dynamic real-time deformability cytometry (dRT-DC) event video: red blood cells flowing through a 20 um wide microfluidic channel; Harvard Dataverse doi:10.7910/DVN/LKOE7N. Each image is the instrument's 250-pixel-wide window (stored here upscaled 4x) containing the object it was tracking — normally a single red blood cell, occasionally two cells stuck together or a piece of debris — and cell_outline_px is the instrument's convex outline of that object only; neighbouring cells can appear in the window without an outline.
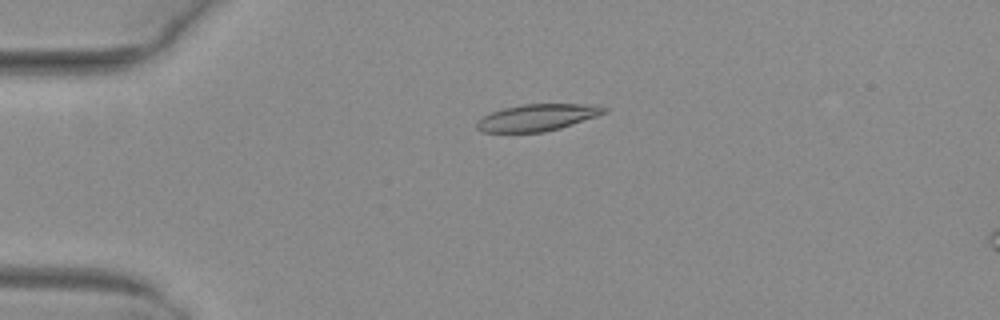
{"species": "common noctule bat (a hibernating species)", "species_latin": "Nyctalus noctula", "temperature_condition": "warm", "stored_images_in_passage": 52, "camera_frame_rate_fps": 3000, "um_per_image_px": 0.085, "animal": {"sex": "female", "body_mass_g": 29.2, "forearm_length_mm": 56.3}, "frame": {"image": 1, "passage_image": 13, "time_ms": 4.0, "image_size_px": [1000, 320], "cell_outline_px": [[608, 112], [560, 128], [544, 132], [480, 132], [476, 128], [476, 120], [492, 112], [504, 108], [520, 104], [596, 104], [608, 108]], "centroid_in_image_um": [45.67, 9.98], "position_along_channel_um": 39.3, "area_um2": 19.94}}
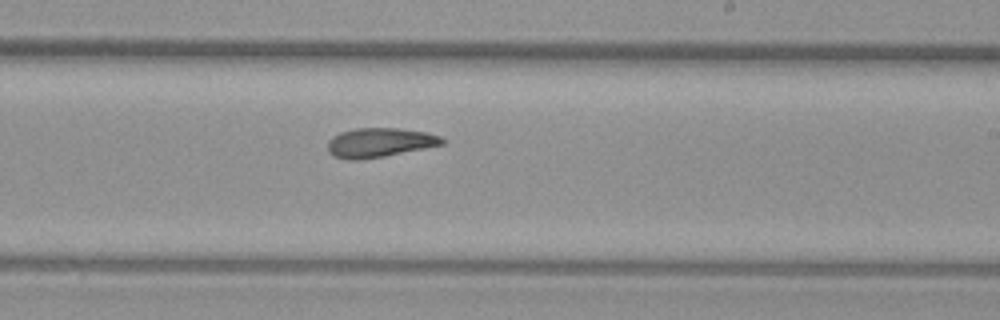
{"frame": {"image": 2, "passage_image": 32, "time_ms": 10.333, "image_size_px": [1000, 320], "cell_outline_px": [[448, 140], [444, 144], [384, 156], [360, 160], [348, 160], [332, 156], [328, 152], [328, 140], [332, 136], [340, 132], [356, 128], [400, 128], [428, 132], [440, 136]], "centroid_in_image_um": [32.26, 12.11], "position_along_channel_um": 256.7, "area_um2": 19.77}}
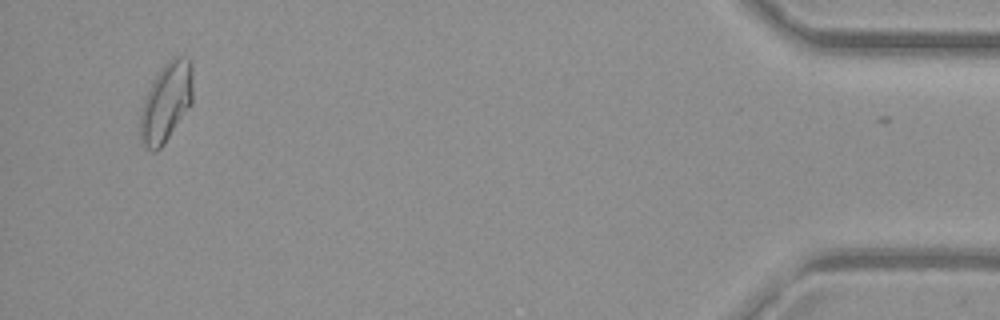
{"frame": {"image": 3, "passage_image": 50, "time_ms": 16.333, "image_size_px": [1000, 320], "cell_outline_px": [[192, 104], [164, 144], [156, 152], [152, 152], [144, 144], [140, 136], [140, 112], [144, 100], [160, 68], [172, 56], [188, 56], [192, 64]], "centroid_in_image_um": [14.15, 8.67], "position_along_channel_um": 421.1, "area_um2": 24.28}, "authors_computed_cell_mechanics": {"area_um2": 20.3745, "velocity_mm_per_s": 4.0273, "shape_relaxation_time_tau1_ms": null, "shape_relaxation_time_tau2_ms": 7.9778, "deformation_change_tau1": null, "deformation_change_tau2": 0.1752}}